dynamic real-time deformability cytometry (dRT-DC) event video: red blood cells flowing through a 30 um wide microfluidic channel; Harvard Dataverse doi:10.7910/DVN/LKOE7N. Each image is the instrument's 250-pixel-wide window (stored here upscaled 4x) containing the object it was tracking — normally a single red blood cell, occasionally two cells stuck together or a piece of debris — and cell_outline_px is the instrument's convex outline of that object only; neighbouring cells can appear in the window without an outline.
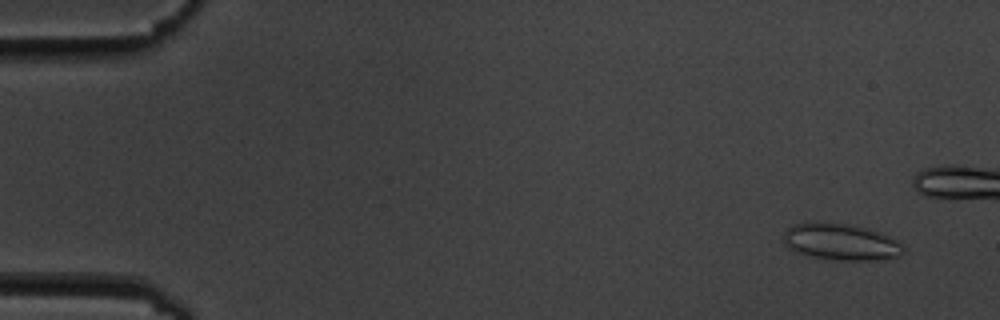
{"species": "common noctule bat (a hibernating species)", "species_latin": "Nyctalus noctula", "temperature_condition": "cold", "stored_images_in_passage": 6, "camera_frame_rate_fps": 3000, "um_per_image_px": 0.085, "animal": {"sex": "male", "body_mass_g": 19.5, "forearm_length_mm": 54.6}, "frame": {"image": 1, "passage_image": 2, "time_ms": 1.0, "image_size_px": [1000, 320], "cell_outline_px": [[908, 252], [900, 256], [880, 260], [840, 260], [812, 256], [788, 248], [784, 244], [784, 232], [788, 228], [796, 224], [848, 224], [864, 228], [888, 236], [896, 240]], "centroid_in_image_um": [71.54, 20.6], "position_along_channel_um": 13.5, "area_um2": 24.8}}